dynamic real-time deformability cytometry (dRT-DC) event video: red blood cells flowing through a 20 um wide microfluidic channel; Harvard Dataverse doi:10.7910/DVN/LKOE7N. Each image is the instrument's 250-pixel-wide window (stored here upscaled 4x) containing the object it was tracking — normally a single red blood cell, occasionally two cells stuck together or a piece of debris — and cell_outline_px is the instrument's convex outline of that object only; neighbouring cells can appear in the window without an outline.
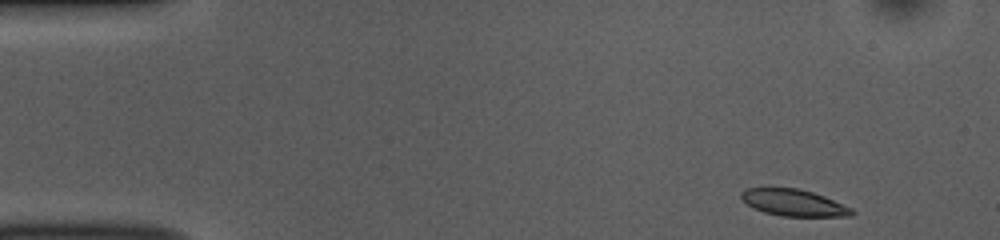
{"species": "common noctule bat (a hibernating species)", "species_latin": "Nyctalus noctula", "temperature_condition": "room temperature", "stored_images_in_passage": 48, "camera_frame_rate_fps": 3000, "um_per_image_px": 0.085, "animal": {"sex": "female", "body_mass_g": 10.0, "forearm_length_mm": 53.1}, "frame": {"image": 1, "passage_image": 1, "time_ms": 0.0, "image_size_px": [1000, 240], "cell_outline_px": [[856, 212], [852, 216], [780, 216], [764, 212], [752, 208], [740, 196], [740, 192], [744, 188], [800, 188], [824, 196], [852, 208]], "centroid_in_image_um": [67.46, 17.23], "position_along_channel_um": 17.5, "area_um2": 17.22}}
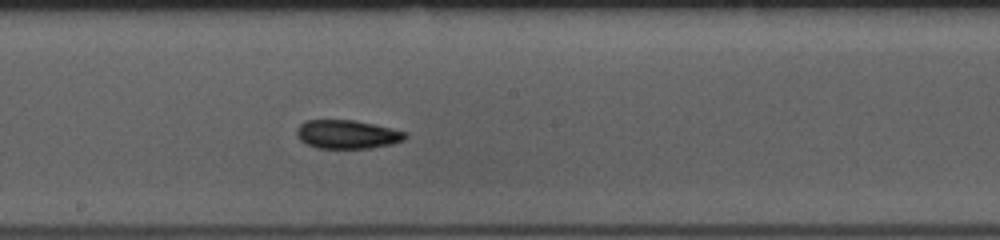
{"frame": {"image": 2, "passage_image": 24, "time_ms": 7.667, "image_size_px": [1000, 240], "cell_outline_px": [[408, 136], [404, 140], [392, 144], [372, 148], [316, 148], [300, 140], [296, 136], [296, 128], [304, 120], [356, 120], [404, 132]], "centroid_in_image_um": [29.47, 11.42], "position_along_channel_um": 218.7, "area_um2": 18.09}}
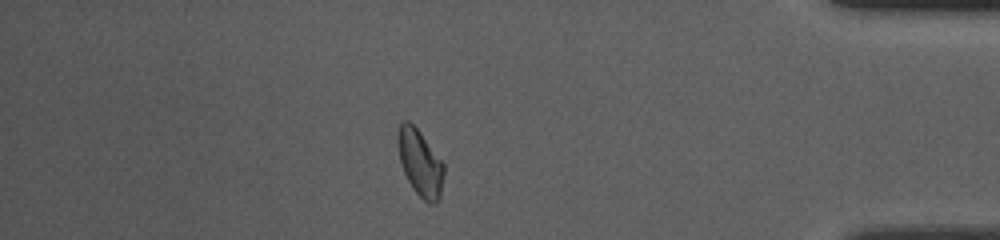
{"frame": {"image": 3, "passage_image": 41, "time_ms": 13.333, "image_size_px": [1000, 240], "cell_outline_px": [[444, 172], [440, 200], [436, 204], [428, 204], [412, 188], [404, 172], [400, 160], [396, 140], [396, 136], [400, 124], [404, 120], [408, 120], [420, 132], [444, 164]], "centroid_in_image_um": [35.71, 13.86], "position_along_channel_um": 399.5, "area_um2": 17.86}, "authors_computed_cell_mechanics": {"area_um2": 18.0047, "velocity_mm_per_s": 3.8386, "shape_relaxation_time_tau1_ms": 2.6346, "shape_relaxation_time_tau2_ms": 4.5135, "deformation_change_tau1": 0.0891, "deformation_change_tau2": 0.0799}}